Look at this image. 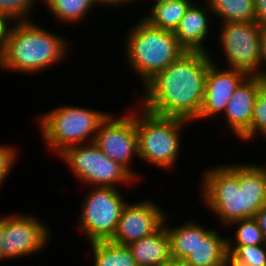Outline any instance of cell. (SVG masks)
Returning <instances> with one entry per match:
<instances>
[{
	"instance_id": "obj_17",
	"label": "cell",
	"mask_w": 266,
	"mask_h": 266,
	"mask_svg": "<svg viewBox=\"0 0 266 266\" xmlns=\"http://www.w3.org/2000/svg\"><path fill=\"white\" fill-rule=\"evenodd\" d=\"M128 247L137 266H162L171 259L170 239L164 223Z\"/></svg>"
},
{
	"instance_id": "obj_1",
	"label": "cell",
	"mask_w": 266,
	"mask_h": 266,
	"mask_svg": "<svg viewBox=\"0 0 266 266\" xmlns=\"http://www.w3.org/2000/svg\"><path fill=\"white\" fill-rule=\"evenodd\" d=\"M210 53L184 52L143 85L141 109L162 117L194 121L201 110Z\"/></svg>"
},
{
	"instance_id": "obj_16",
	"label": "cell",
	"mask_w": 266,
	"mask_h": 266,
	"mask_svg": "<svg viewBox=\"0 0 266 266\" xmlns=\"http://www.w3.org/2000/svg\"><path fill=\"white\" fill-rule=\"evenodd\" d=\"M197 223V246L185 259L192 266H228L226 237Z\"/></svg>"
},
{
	"instance_id": "obj_11",
	"label": "cell",
	"mask_w": 266,
	"mask_h": 266,
	"mask_svg": "<svg viewBox=\"0 0 266 266\" xmlns=\"http://www.w3.org/2000/svg\"><path fill=\"white\" fill-rule=\"evenodd\" d=\"M40 220L34 215L19 213L4 217L2 260L38 254L49 244L50 230Z\"/></svg>"
},
{
	"instance_id": "obj_10",
	"label": "cell",
	"mask_w": 266,
	"mask_h": 266,
	"mask_svg": "<svg viewBox=\"0 0 266 266\" xmlns=\"http://www.w3.org/2000/svg\"><path fill=\"white\" fill-rule=\"evenodd\" d=\"M133 113L129 112L118 118L109 114L99 126L93 142L107 157L119 163L139 180V175L130 166L134 155L139 156L136 113Z\"/></svg>"
},
{
	"instance_id": "obj_9",
	"label": "cell",
	"mask_w": 266,
	"mask_h": 266,
	"mask_svg": "<svg viewBox=\"0 0 266 266\" xmlns=\"http://www.w3.org/2000/svg\"><path fill=\"white\" fill-rule=\"evenodd\" d=\"M218 36L227 67L244 72L247 76H260L261 26L256 21L221 23Z\"/></svg>"
},
{
	"instance_id": "obj_27",
	"label": "cell",
	"mask_w": 266,
	"mask_h": 266,
	"mask_svg": "<svg viewBox=\"0 0 266 266\" xmlns=\"http://www.w3.org/2000/svg\"><path fill=\"white\" fill-rule=\"evenodd\" d=\"M18 152L15 146L12 147L7 144L0 145V186L7 179L6 177L10 175L12 171V166L14 162L17 161ZM16 159V160H15Z\"/></svg>"
},
{
	"instance_id": "obj_14",
	"label": "cell",
	"mask_w": 266,
	"mask_h": 266,
	"mask_svg": "<svg viewBox=\"0 0 266 266\" xmlns=\"http://www.w3.org/2000/svg\"><path fill=\"white\" fill-rule=\"evenodd\" d=\"M257 95V76H247L235 89L223 112L229 129L243 143L251 140V121Z\"/></svg>"
},
{
	"instance_id": "obj_4",
	"label": "cell",
	"mask_w": 266,
	"mask_h": 266,
	"mask_svg": "<svg viewBox=\"0 0 266 266\" xmlns=\"http://www.w3.org/2000/svg\"><path fill=\"white\" fill-rule=\"evenodd\" d=\"M135 24L124 38L125 56L130 69L140 76L144 85L186 51L174 32L155 28L143 18Z\"/></svg>"
},
{
	"instance_id": "obj_26",
	"label": "cell",
	"mask_w": 266,
	"mask_h": 266,
	"mask_svg": "<svg viewBox=\"0 0 266 266\" xmlns=\"http://www.w3.org/2000/svg\"><path fill=\"white\" fill-rule=\"evenodd\" d=\"M36 2V0H0V15L10 23L33 21L28 16Z\"/></svg>"
},
{
	"instance_id": "obj_36",
	"label": "cell",
	"mask_w": 266,
	"mask_h": 266,
	"mask_svg": "<svg viewBox=\"0 0 266 266\" xmlns=\"http://www.w3.org/2000/svg\"><path fill=\"white\" fill-rule=\"evenodd\" d=\"M134 1H136V0H134ZM138 1H139V0H138ZM158 1H163V0H154V3L158 2Z\"/></svg>"
},
{
	"instance_id": "obj_8",
	"label": "cell",
	"mask_w": 266,
	"mask_h": 266,
	"mask_svg": "<svg viewBox=\"0 0 266 266\" xmlns=\"http://www.w3.org/2000/svg\"><path fill=\"white\" fill-rule=\"evenodd\" d=\"M119 188L96 187L83 199L78 229L85 233L89 244L110 241L127 202Z\"/></svg>"
},
{
	"instance_id": "obj_12",
	"label": "cell",
	"mask_w": 266,
	"mask_h": 266,
	"mask_svg": "<svg viewBox=\"0 0 266 266\" xmlns=\"http://www.w3.org/2000/svg\"><path fill=\"white\" fill-rule=\"evenodd\" d=\"M160 206L152 199L126 204L113 238L110 240L119 245L128 246L134 241L154 233L167 216Z\"/></svg>"
},
{
	"instance_id": "obj_21",
	"label": "cell",
	"mask_w": 266,
	"mask_h": 266,
	"mask_svg": "<svg viewBox=\"0 0 266 266\" xmlns=\"http://www.w3.org/2000/svg\"><path fill=\"white\" fill-rule=\"evenodd\" d=\"M93 266H137L128 246L111 241L92 242Z\"/></svg>"
},
{
	"instance_id": "obj_35",
	"label": "cell",
	"mask_w": 266,
	"mask_h": 266,
	"mask_svg": "<svg viewBox=\"0 0 266 266\" xmlns=\"http://www.w3.org/2000/svg\"><path fill=\"white\" fill-rule=\"evenodd\" d=\"M0 68L2 69V49L0 48Z\"/></svg>"
},
{
	"instance_id": "obj_23",
	"label": "cell",
	"mask_w": 266,
	"mask_h": 266,
	"mask_svg": "<svg viewBox=\"0 0 266 266\" xmlns=\"http://www.w3.org/2000/svg\"><path fill=\"white\" fill-rule=\"evenodd\" d=\"M228 266H266V244L227 245Z\"/></svg>"
},
{
	"instance_id": "obj_15",
	"label": "cell",
	"mask_w": 266,
	"mask_h": 266,
	"mask_svg": "<svg viewBox=\"0 0 266 266\" xmlns=\"http://www.w3.org/2000/svg\"><path fill=\"white\" fill-rule=\"evenodd\" d=\"M205 5L208 8H202L196 2L192 3L174 31L179 45L187 52L209 53L204 42L208 40L209 29H211L209 15L212 12L207 2ZM208 13L210 14L208 15Z\"/></svg>"
},
{
	"instance_id": "obj_20",
	"label": "cell",
	"mask_w": 266,
	"mask_h": 266,
	"mask_svg": "<svg viewBox=\"0 0 266 266\" xmlns=\"http://www.w3.org/2000/svg\"><path fill=\"white\" fill-rule=\"evenodd\" d=\"M168 218H164L171 248V258L177 260H185L197 246V223L187 221L179 227L171 228L166 222Z\"/></svg>"
},
{
	"instance_id": "obj_33",
	"label": "cell",
	"mask_w": 266,
	"mask_h": 266,
	"mask_svg": "<svg viewBox=\"0 0 266 266\" xmlns=\"http://www.w3.org/2000/svg\"><path fill=\"white\" fill-rule=\"evenodd\" d=\"M162 266H192L185 260L170 259L168 262L164 263Z\"/></svg>"
},
{
	"instance_id": "obj_6",
	"label": "cell",
	"mask_w": 266,
	"mask_h": 266,
	"mask_svg": "<svg viewBox=\"0 0 266 266\" xmlns=\"http://www.w3.org/2000/svg\"><path fill=\"white\" fill-rule=\"evenodd\" d=\"M189 122L182 118L157 116L143 109L141 114L136 112L138 157L158 168H173L180 155L181 130Z\"/></svg>"
},
{
	"instance_id": "obj_31",
	"label": "cell",
	"mask_w": 266,
	"mask_h": 266,
	"mask_svg": "<svg viewBox=\"0 0 266 266\" xmlns=\"http://www.w3.org/2000/svg\"><path fill=\"white\" fill-rule=\"evenodd\" d=\"M10 22L0 15V48L2 49L6 40V35L10 27Z\"/></svg>"
},
{
	"instance_id": "obj_28",
	"label": "cell",
	"mask_w": 266,
	"mask_h": 266,
	"mask_svg": "<svg viewBox=\"0 0 266 266\" xmlns=\"http://www.w3.org/2000/svg\"><path fill=\"white\" fill-rule=\"evenodd\" d=\"M255 21L261 26H266V0H254Z\"/></svg>"
},
{
	"instance_id": "obj_25",
	"label": "cell",
	"mask_w": 266,
	"mask_h": 266,
	"mask_svg": "<svg viewBox=\"0 0 266 266\" xmlns=\"http://www.w3.org/2000/svg\"><path fill=\"white\" fill-rule=\"evenodd\" d=\"M257 91L251 121V140L259 133L266 137V79L260 76H257Z\"/></svg>"
},
{
	"instance_id": "obj_3",
	"label": "cell",
	"mask_w": 266,
	"mask_h": 266,
	"mask_svg": "<svg viewBox=\"0 0 266 266\" xmlns=\"http://www.w3.org/2000/svg\"><path fill=\"white\" fill-rule=\"evenodd\" d=\"M66 41L33 21L15 23L9 27L2 48V70L41 73L66 58Z\"/></svg>"
},
{
	"instance_id": "obj_19",
	"label": "cell",
	"mask_w": 266,
	"mask_h": 266,
	"mask_svg": "<svg viewBox=\"0 0 266 266\" xmlns=\"http://www.w3.org/2000/svg\"><path fill=\"white\" fill-rule=\"evenodd\" d=\"M205 1V0H204ZM212 15L224 22L255 21L254 0H206Z\"/></svg>"
},
{
	"instance_id": "obj_32",
	"label": "cell",
	"mask_w": 266,
	"mask_h": 266,
	"mask_svg": "<svg viewBox=\"0 0 266 266\" xmlns=\"http://www.w3.org/2000/svg\"><path fill=\"white\" fill-rule=\"evenodd\" d=\"M134 0H95V3L97 4V6L99 5V6H108V5H110V7L111 6H116V7H118V6H121L122 4H123V6L124 5H126V4H128V2H133ZM118 5V6H117Z\"/></svg>"
},
{
	"instance_id": "obj_18",
	"label": "cell",
	"mask_w": 266,
	"mask_h": 266,
	"mask_svg": "<svg viewBox=\"0 0 266 266\" xmlns=\"http://www.w3.org/2000/svg\"><path fill=\"white\" fill-rule=\"evenodd\" d=\"M193 0H163L150 8L151 12L142 16L151 26L174 32Z\"/></svg>"
},
{
	"instance_id": "obj_7",
	"label": "cell",
	"mask_w": 266,
	"mask_h": 266,
	"mask_svg": "<svg viewBox=\"0 0 266 266\" xmlns=\"http://www.w3.org/2000/svg\"><path fill=\"white\" fill-rule=\"evenodd\" d=\"M80 182L94 187L134 184L137 180L119 163L107 157L94 142L72 146L59 156ZM134 182V183H133Z\"/></svg>"
},
{
	"instance_id": "obj_34",
	"label": "cell",
	"mask_w": 266,
	"mask_h": 266,
	"mask_svg": "<svg viewBox=\"0 0 266 266\" xmlns=\"http://www.w3.org/2000/svg\"><path fill=\"white\" fill-rule=\"evenodd\" d=\"M0 261L2 260V256H1V247H2V239H3V235H4V216L0 217Z\"/></svg>"
},
{
	"instance_id": "obj_29",
	"label": "cell",
	"mask_w": 266,
	"mask_h": 266,
	"mask_svg": "<svg viewBox=\"0 0 266 266\" xmlns=\"http://www.w3.org/2000/svg\"><path fill=\"white\" fill-rule=\"evenodd\" d=\"M260 48H261V63L260 69L264 68L262 66H266V26L261 27L260 32ZM260 77L266 79V69L260 70Z\"/></svg>"
},
{
	"instance_id": "obj_5",
	"label": "cell",
	"mask_w": 266,
	"mask_h": 266,
	"mask_svg": "<svg viewBox=\"0 0 266 266\" xmlns=\"http://www.w3.org/2000/svg\"><path fill=\"white\" fill-rule=\"evenodd\" d=\"M108 115L109 112L61 105L40 115L39 126L47 147L59 156L72 146L93 142Z\"/></svg>"
},
{
	"instance_id": "obj_24",
	"label": "cell",
	"mask_w": 266,
	"mask_h": 266,
	"mask_svg": "<svg viewBox=\"0 0 266 266\" xmlns=\"http://www.w3.org/2000/svg\"><path fill=\"white\" fill-rule=\"evenodd\" d=\"M237 226L235 239L226 238L227 245H261L266 244V238L254 218H246L230 223L228 226Z\"/></svg>"
},
{
	"instance_id": "obj_13",
	"label": "cell",
	"mask_w": 266,
	"mask_h": 266,
	"mask_svg": "<svg viewBox=\"0 0 266 266\" xmlns=\"http://www.w3.org/2000/svg\"><path fill=\"white\" fill-rule=\"evenodd\" d=\"M213 60L209 65L205 78L203 104L195 120L210 118L211 116H218L219 113H223L233 92L247 77L244 72L239 70L230 68L221 69V66L216 64L217 61Z\"/></svg>"
},
{
	"instance_id": "obj_22",
	"label": "cell",
	"mask_w": 266,
	"mask_h": 266,
	"mask_svg": "<svg viewBox=\"0 0 266 266\" xmlns=\"http://www.w3.org/2000/svg\"><path fill=\"white\" fill-rule=\"evenodd\" d=\"M42 1L51 15L65 24L80 22L97 5L95 0H41V3Z\"/></svg>"
},
{
	"instance_id": "obj_2",
	"label": "cell",
	"mask_w": 266,
	"mask_h": 266,
	"mask_svg": "<svg viewBox=\"0 0 266 266\" xmlns=\"http://www.w3.org/2000/svg\"><path fill=\"white\" fill-rule=\"evenodd\" d=\"M205 171L201 186L203 203L224 226L254 218L266 203V166L224 164Z\"/></svg>"
},
{
	"instance_id": "obj_30",
	"label": "cell",
	"mask_w": 266,
	"mask_h": 266,
	"mask_svg": "<svg viewBox=\"0 0 266 266\" xmlns=\"http://www.w3.org/2000/svg\"><path fill=\"white\" fill-rule=\"evenodd\" d=\"M254 219L256 220L259 228L261 229L264 237L266 238V203L256 213Z\"/></svg>"
}]
</instances>
